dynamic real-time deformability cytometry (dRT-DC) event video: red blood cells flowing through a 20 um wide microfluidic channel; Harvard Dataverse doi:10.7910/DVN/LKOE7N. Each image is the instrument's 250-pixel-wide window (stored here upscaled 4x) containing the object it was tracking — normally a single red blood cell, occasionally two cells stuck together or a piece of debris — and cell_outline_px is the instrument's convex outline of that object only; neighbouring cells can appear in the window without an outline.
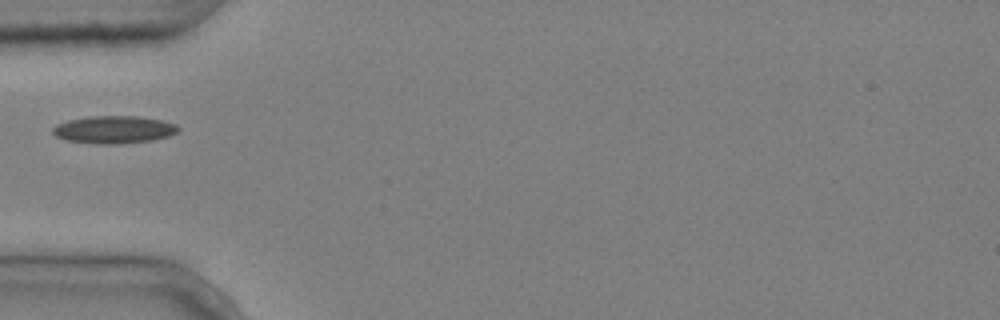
{"species": "common noctule bat (a hibernating species)", "species_latin": "Nyctalus noctula", "temperature_condition": "cold", "stored_images_in_passage": 1, "camera_frame_rate_fps": 3000, "um_per_image_px": 0.085, "animal": {"sex": "male", "body_mass_g": 20.4}, "frame": {"image": 1, "passage_image": 1, "time_ms": 0.0, "image_size_px": [1000, 320], "cell_outline_px": [[180, 128], [176, 132], [168, 136], [152, 140], [120, 144], [96, 144], [64, 140], [56, 136], [52, 132], [52, 128], [56, 124], [68, 120], [88, 116], [136, 116], [160, 120], [176, 124]], "centroid_in_image_um": [9.64, 11.02], "position_along_channel_um": 75.4, "area_um2": 20.23}}